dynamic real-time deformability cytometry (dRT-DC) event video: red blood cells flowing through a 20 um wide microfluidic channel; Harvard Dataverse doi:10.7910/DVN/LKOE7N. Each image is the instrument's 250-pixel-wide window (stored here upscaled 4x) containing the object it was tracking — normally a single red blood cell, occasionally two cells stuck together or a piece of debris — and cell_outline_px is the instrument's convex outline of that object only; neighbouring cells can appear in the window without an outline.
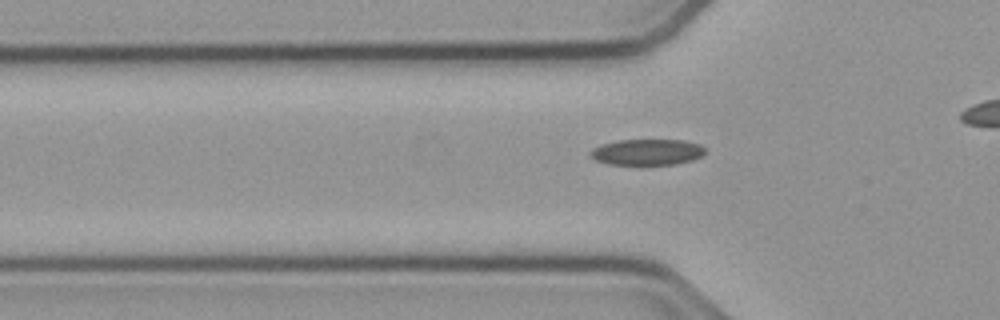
{"species": "common noctule bat (a hibernating species)", "species_latin": "Nyctalus noctula", "temperature_condition": "cold", "stored_images_in_passage": 36, "camera_frame_rate_fps": 3000, "um_per_image_px": 0.085, "animal": {"sex": "male", "body_mass_g": 23.1, "forearm_length_mm": 52.7}, "frame": {"image": 1, "passage_image": 10, "time_ms": 3.0, "image_size_px": [1000, 320], "cell_outline_px": [[704, 156], [692, 160], [676, 164], [640, 168], [608, 164], [596, 160], [588, 152], [592, 148], [604, 144], [620, 140], [684, 140], [700, 144], [704, 148]], "centroid_in_image_um": [55.01, 12.98], "position_along_channel_um": 70.8, "area_um2": 18.26}}
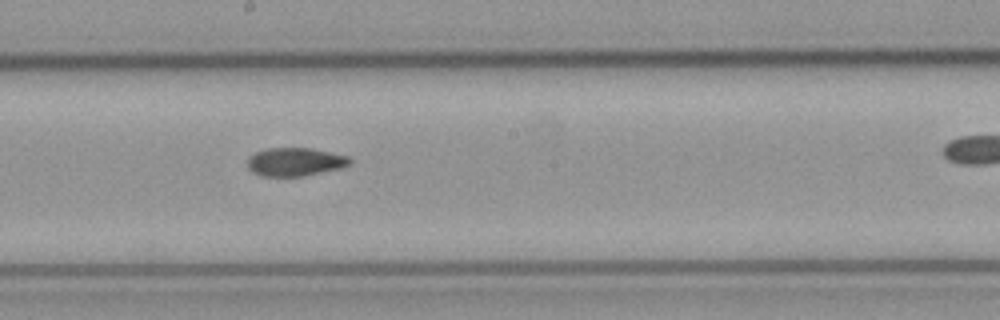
{"frame": {"image": 2, "passage_image": 22, "time_ms": 7.0, "image_size_px": [1000, 320], "cell_outline_px": [[352, 164], [344, 168], [304, 176], [264, 176], [252, 172], [248, 168], [248, 156], [256, 152], [268, 148], [312, 148], [348, 156], [352, 160]], "centroid_in_image_um": [25.13, 13.76], "position_along_channel_um": 223.1, "area_um2": 17.11}}
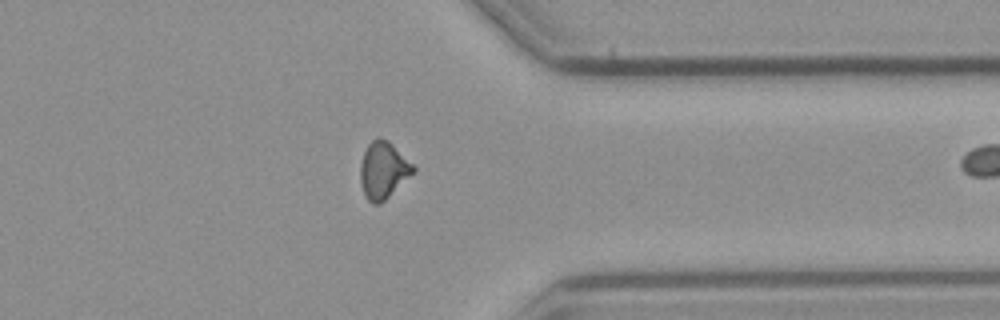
{"frame": {"image": 3, "passage_image": 35, "time_ms": 11.333, "image_size_px": [1000, 320], "cell_outline_px": [[416, 168], [380, 204], [372, 204], [368, 200], [364, 192], [360, 180], [360, 164], [364, 152], [368, 144], [376, 136], [380, 136], [388, 140]], "centroid_in_image_um": [32.53, 14.42], "position_along_channel_um": 378.9, "area_um2": 17.05}}